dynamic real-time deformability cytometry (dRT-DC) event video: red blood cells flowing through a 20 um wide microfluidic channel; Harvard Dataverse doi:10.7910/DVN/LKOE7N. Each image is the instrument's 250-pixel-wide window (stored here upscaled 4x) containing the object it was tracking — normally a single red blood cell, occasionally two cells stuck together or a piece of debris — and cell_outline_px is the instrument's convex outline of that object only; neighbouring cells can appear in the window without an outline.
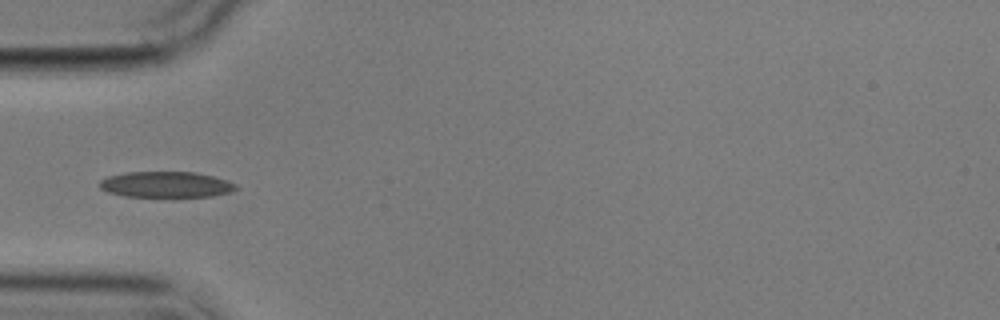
{"species": "common noctule bat (a hibernating species)", "species_latin": "Nyctalus noctula", "temperature_condition": "cold", "stored_images_in_passage": 3, "camera_frame_rate_fps": 3000, "um_per_image_px": 0.085, "animal": {"sex": "male", "body_mass_g": 17.9}, "frame": {"image": 1, "passage_image": 3, "time_ms": 4.0, "image_size_px": [1000, 320], "cell_outline_px": [[236, 188], [232, 192], [212, 196], [124, 196], [108, 192], [100, 188], [96, 184], [100, 180], [108, 176], [128, 172], [192, 172], [212, 176], [228, 180], [236, 184]], "centroid_in_image_um": [14.08, 15.68], "position_along_channel_um": 70.9, "area_um2": 20.46}}